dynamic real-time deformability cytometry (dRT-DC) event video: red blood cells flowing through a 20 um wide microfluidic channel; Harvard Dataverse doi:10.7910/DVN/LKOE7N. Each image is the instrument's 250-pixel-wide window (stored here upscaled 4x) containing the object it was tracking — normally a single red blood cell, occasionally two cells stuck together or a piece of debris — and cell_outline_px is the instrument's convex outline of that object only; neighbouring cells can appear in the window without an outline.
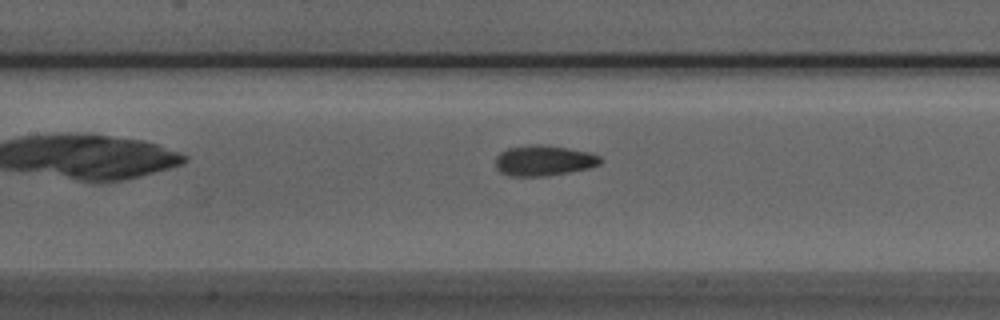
{"species": "Egyptian fruit bat (a non-hibernating species)", "species_latin": "Rousettus aegyptiacus", "temperature_condition": "room temperature", "stored_images_in_passage": 26, "camera_frame_rate_fps": 3000, "um_per_image_px": 0.085, "animal": {"sex": "male"}, "frame": {"image": 1, "passage_image": 8, "time_ms": 2.333, "image_size_px": [1000, 320], "cell_outline_px": [[600, 164], [588, 168], [548, 176], [508, 176], [500, 172], [496, 168], [496, 156], [500, 152], [508, 148], [532, 144], [540, 144], [568, 148], [588, 152], [600, 156]], "centroid_in_image_um": [46.18, 13.65], "position_along_channel_um": 161.2, "area_um2": 18.61}}
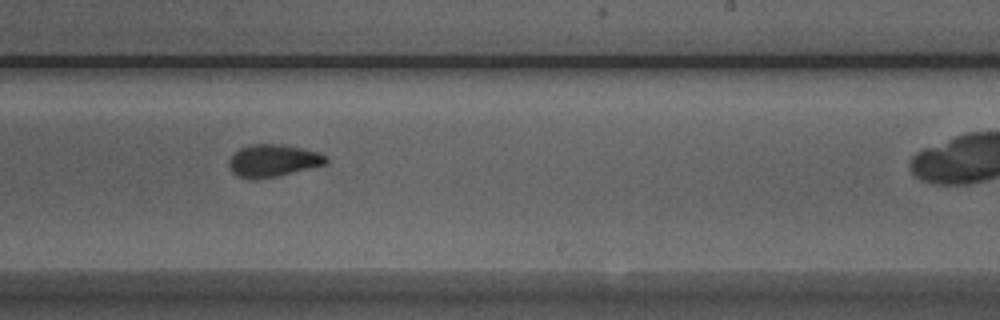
{"frame": {"image": 2, "passage_image": 16, "time_ms": 5.0, "image_size_px": [1000, 320], "cell_outline_px": [[328, 160], [324, 164], [280, 176], [252, 180], [240, 176], [232, 172], [228, 164], [228, 160], [240, 148], [252, 144], [280, 144], [300, 148], [316, 152], [328, 156]], "centroid_in_image_um": [23.19, 13.66], "position_along_channel_um": 265.8, "area_um2": 18.15}}
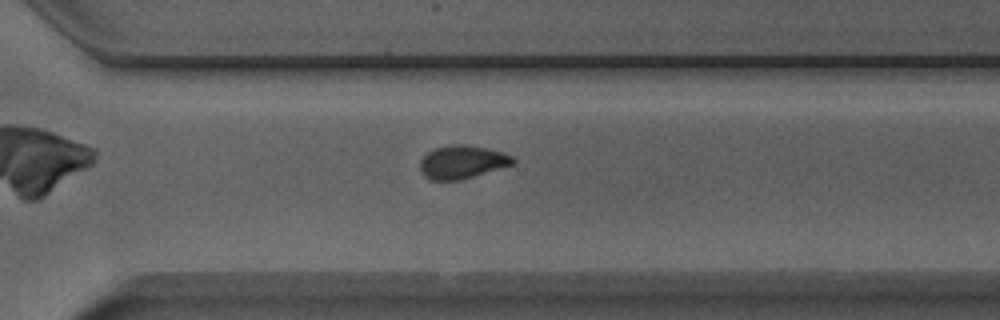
{"frame": {"image": 3, "passage_image": 21, "time_ms": 6.667, "image_size_px": [1000, 320], "cell_outline_px": [[516, 164], [460, 180], [432, 180], [424, 176], [420, 172], [420, 160], [428, 152], [436, 148], [456, 144], [464, 144], [488, 148], [516, 156]], "centroid_in_image_um": [39.34, 13.77], "position_along_channel_um": 331.3, "area_um2": 18.15}}